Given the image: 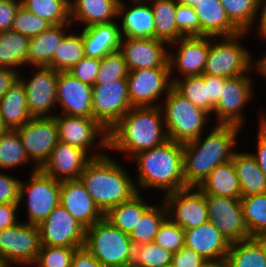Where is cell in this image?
I'll use <instances>...</instances> for the list:
<instances>
[{
    "label": "cell",
    "mask_w": 266,
    "mask_h": 267,
    "mask_svg": "<svg viewBox=\"0 0 266 267\" xmlns=\"http://www.w3.org/2000/svg\"><path fill=\"white\" fill-rule=\"evenodd\" d=\"M173 87L195 106L209 113V83H205V74L173 77Z\"/></svg>",
    "instance_id": "cell-41"
},
{
    "label": "cell",
    "mask_w": 266,
    "mask_h": 267,
    "mask_svg": "<svg viewBox=\"0 0 266 267\" xmlns=\"http://www.w3.org/2000/svg\"><path fill=\"white\" fill-rule=\"evenodd\" d=\"M59 202L85 228L104 218L80 179L61 181Z\"/></svg>",
    "instance_id": "cell-23"
},
{
    "label": "cell",
    "mask_w": 266,
    "mask_h": 267,
    "mask_svg": "<svg viewBox=\"0 0 266 267\" xmlns=\"http://www.w3.org/2000/svg\"><path fill=\"white\" fill-rule=\"evenodd\" d=\"M71 267H105L86 248H77L73 254Z\"/></svg>",
    "instance_id": "cell-55"
},
{
    "label": "cell",
    "mask_w": 266,
    "mask_h": 267,
    "mask_svg": "<svg viewBox=\"0 0 266 267\" xmlns=\"http://www.w3.org/2000/svg\"><path fill=\"white\" fill-rule=\"evenodd\" d=\"M51 26L52 24L49 21L20 6L14 17L11 30L31 38L49 29Z\"/></svg>",
    "instance_id": "cell-46"
},
{
    "label": "cell",
    "mask_w": 266,
    "mask_h": 267,
    "mask_svg": "<svg viewBox=\"0 0 266 267\" xmlns=\"http://www.w3.org/2000/svg\"><path fill=\"white\" fill-rule=\"evenodd\" d=\"M82 37L84 56L97 59L118 51L122 38L117 21L84 27Z\"/></svg>",
    "instance_id": "cell-27"
},
{
    "label": "cell",
    "mask_w": 266,
    "mask_h": 267,
    "mask_svg": "<svg viewBox=\"0 0 266 267\" xmlns=\"http://www.w3.org/2000/svg\"><path fill=\"white\" fill-rule=\"evenodd\" d=\"M242 128L233 125H215L203 134L183 144V173L186 187H198L218 165L228 162L234 154L238 134Z\"/></svg>",
    "instance_id": "cell-1"
},
{
    "label": "cell",
    "mask_w": 266,
    "mask_h": 267,
    "mask_svg": "<svg viewBox=\"0 0 266 267\" xmlns=\"http://www.w3.org/2000/svg\"><path fill=\"white\" fill-rule=\"evenodd\" d=\"M120 0L117 16L122 18L119 24L121 36L130 38H154V14L147 0L132 1V8L127 7L126 2ZM134 3V4H133ZM123 16V17H122Z\"/></svg>",
    "instance_id": "cell-25"
},
{
    "label": "cell",
    "mask_w": 266,
    "mask_h": 267,
    "mask_svg": "<svg viewBox=\"0 0 266 267\" xmlns=\"http://www.w3.org/2000/svg\"><path fill=\"white\" fill-rule=\"evenodd\" d=\"M185 245L205 260L226 261L230 243L222 233L207 221L197 227L184 230Z\"/></svg>",
    "instance_id": "cell-24"
},
{
    "label": "cell",
    "mask_w": 266,
    "mask_h": 267,
    "mask_svg": "<svg viewBox=\"0 0 266 267\" xmlns=\"http://www.w3.org/2000/svg\"><path fill=\"white\" fill-rule=\"evenodd\" d=\"M7 128L3 125L2 119L0 118V135L3 134Z\"/></svg>",
    "instance_id": "cell-65"
},
{
    "label": "cell",
    "mask_w": 266,
    "mask_h": 267,
    "mask_svg": "<svg viewBox=\"0 0 266 267\" xmlns=\"http://www.w3.org/2000/svg\"><path fill=\"white\" fill-rule=\"evenodd\" d=\"M137 192L141 188H158L164 194L186 188L183 173V144L167 139L154 148L137 153Z\"/></svg>",
    "instance_id": "cell-3"
},
{
    "label": "cell",
    "mask_w": 266,
    "mask_h": 267,
    "mask_svg": "<svg viewBox=\"0 0 266 267\" xmlns=\"http://www.w3.org/2000/svg\"><path fill=\"white\" fill-rule=\"evenodd\" d=\"M257 152L251 153L255 161L259 165V168L266 176V135L260 130L257 133Z\"/></svg>",
    "instance_id": "cell-57"
},
{
    "label": "cell",
    "mask_w": 266,
    "mask_h": 267,
    "mask_svg": "<svg viewBox=\"0 0 266 267\" xmlns=\"http://www.w3.org/2000/svg\"><path fill=\"white\" fill-rule=\"evenodd\" d=\"M0 267H10V266L0 257Z\"/></svg>",
    "instance_id": "cell-66"
},
{
    "label": "cell",
    "mask_w": 266,
    "mask_h": 267,
    "mask_svg": "<svg viewBox=\"0 0 266 267\" xmlns=\"http://www.w3.org/2000/svg\"><path fill=\"white\" fill-rule=\"evenodd\" d=\"M141 195L137 192L129 200L110 208L104 218L122 232L130 234L142 215L152 206Z\"/></svg>",
    "instance_id": "cell-33"
},
{
    "label": "cell",
    "mask_w": 266,
    "mask_h": 267,
    "mask_svg": "<svg viewBox=\"0 0 266 267\" xmlns=\"http://www.w3.org/2000/svg\"><path fill=\"white\" fill-rule=\"evenodd\" d=\"M29 160L40 169L57 145L58 127L54 117H32L29 122L15 129Z\"/></svg>",
    "instance_id": "cell-16"
},
{
    "label": "cell",
    "mask_w": 266,
    "mask_h": 267,
    "mask_svg": "<svg viewBox=\"0 0 266 267\" xmlns=\"http://www.w3.org/2000/svg\"><path fill=\"white\" fill-rule=\"evenodd\" d=\"M172 86L169 67L132 70L127 76L128 95L132 107L161 106L156 100L167 94Z\"/></svg>",
    "instance_id": "cell-11"
},
{
    "label": "cell",
    "mask_w": 266,
    "mask_h": 267,
    "mask_svg": "<svg viewBox=\"0 0 266 267\" xmlns=\"http://www.w3.org/2000/svg\"><path fill=\"white\" fill-rule=\"evenodd\" d=\"M163 267H174V266L172 264H170V265L163 266Z\"/></svg>",
    "instance_id": "cell-67"
},
{
    "label": "cell",
    "mask_w": 266,
    "mask_h": 267,
    "mask_svg": "<svg viewBox=\"0 0 266 267\" xmlns=\"http://www.w3.org/2000/svg\"><path fill=\"white\" fill-rule=\"evenodd\" d=\"M258 242L261 244V246L263 247L265 254H266V231L263 233H260L259 235H257L255 237Z\"/></svg>",
    "instance_id": "cell-62"
},
{
    "label": "cell",
    "mask_w": 266,
    "mask_h": 267,
    "mask_svg": "<svg viewBox=\"0 0 266 267\" xmlns=\"http://www.w3.org/2000/svg\"><path fill=\"white\" fill-rule=\"evenodd\" d=\"M84 246L105 267H131L134 245L129 234L105 218L86 228Z\"/></svg>",
    "instance_id": "cell-6"
},
{
    "label": "cell",
    "mask_w": 266,
    "mask_h": 267,
    "mask_svg": "<svg viewBox=\"0 0 266 267\" xmlns=\"http://www.w3.org/2000/svg\"><path fill=\"white\" fill-rule=\"evenodd\" d=\"M56 102L62 114L93 118L92 86L79 81L69 71L58 74Z\"/></svg>",
    "instance_id": "cell-22"
},
{
    "label": "cell",
    "mask_w": 266,
    "mask_h": 267,
    "mask_svg": "<svg viewBox=\"0 0 266 267\" xmlns=\"http://www.w3.org/2000/svg\"><path fill=\"white\" fill-rule=\"evenodd\" d=\"M40 248L38 225L20 221L0 231V257L10 267L33 265Z\"/></svg>",
    "instance_id": "cell-10"
},
{
    "label": "cell",
    "mask_w": 266,
    "mask_h": 267,
    "mask_svg": "<svg viewBox=\"0 0 266 267\" xmlns=\"http://www.w3.org/2000/svg\"><path fill=\"white\" fill-rule=\"evenodd\" d=\"M246 225L252 237L266 231V193L240 198Z\"/></svg>",
    "instance_id": "cell-43"
},
{
    "label": "cell",
    "mask_w": 266,
    "mask_h": 267,
    "mask_svg": "<svg viewBox=\"0 0 266 267\" xmlns=\"http://www.w3.org/2000/svg\"><path fill=\"white\" fill-rule=\"evenodd\" d=\"M79 179L104 214L137 193L134 179L107 153L91 158Z\"/></svg>",
    "instance_id": "cell-4"
},
{
    "label": "cell",
    "mask_w": 266,
    "mask_h": 267,
    "mask_svg": "<svg viewBox=\"0 0 266 267\" xmlns=\"http://www.w3.org/2000/svg\"><path fill=\"white\" fill-rule=\"evenodd\" d=\"M61 181H57L34 166L29 183L21 180L19 206L26 198L29 224L39 225L49 217V214L60 202Z\"/></svg>",
    "instance_id": "cell-8"
},
{
    "label": "cell",
    "mask_w": 266,
    "mask_h": 267,
    "mask_svg": "<svg viewBox=\"0 0 266 267\" xmlns=\"http://www.w3.org/2000/svg\"><path fill=\"white\" fill-rule=\"evenodd\" d=\"M198 267H226L225 261L203 260Z\"/></svg>",
    "instance_id": "cell-61"
},
{
    "label": "cell",
    "mask_w": 266,
    "mask_h": 267,
    "mask_svg": "<svg viewBox=\"0 0 266 267\" xmlns=\"http://www.w3.org/2000/svg\"><path fill=\"white\" fill-rule=\"evenodd\" d=\"M266 113L262 116L261 115V121H260V123H259V129L258 130H260L264 135H266Z\"/></svg>",
    "instance_id": "cell-63"
},
{
    "label": "cell",
    "mask_w": 266,
    "mask_h": 267,
    "mask_svg": "<svg viewBox=\"0 0 266 267\" xmlns=\"http://www.w3.org/2000/svg\"><path fill=\"white\" fill-rule=\"evenodd\" d=\"M198 188L204 194L241 198L239 179L232 159L216 166Z\"/></svg>",
    "instance_id": "cell-31"
},
{
    "label": "cell",
    "mask_w": 266,
    "mask_h": 267,
    "mask_svg": "<svg viewBox=\"0 0 266 267\" xmlns=\"http://www.w3.org/2000/svg\"><path fill=\"white\" fill-rule=\"evenodd\" d=\"M29 162L18 132L7 129L0 135V168H17Z\"/></svg>",
    "instance_id": "cell-40"
},
{
    "label": "cell",
    "mask_w": 266,
    "mask_h": 267,
    "mask_svg": "<svg viewBox=\"0 0 266 267\" xmlns=\"http://www.w3.org/2000/svg\"><path fill=\"white\" fill-rule=\"evenodd\" d=\"M257 13L260 14L259 17H256L255 21H257L258 24V35L261 36L260 39H265L266 40V0H258V8H257ZM260 9V10H259Z\"/></svg>",
    "instance_id": "cell-59"
},
{
    "label": "cell",
    "mask_w": 266,
    "mask_h": 267,
    "mask_svg": "<svg viewBox=\"0 0 266 267\" xmlns=\"http://www.w3.org/2000/svg\"><path fill=\"white\" fill-rule=\"evenodd\" d=\"M41 245L82 247L86 228L60 204L38 225Z\"/></svg>",
    "instance_id": "cell-17"
},
{
    "label": "cell",
    "mask_w": 266,
    "mask_h": 267,
    "mask_svg": "<svg viewBox=\"0 0 266 267\" xmlns=\"http://www.w3.org/2000/svg\"><path fill=\"white\" fill-rule=\"evenodd\" d=\"M178 3L193 7L198 0H176Z\"/></svg>",
    "instance_id": "cell-64"
},
{
    "label": "cell",
    "mask_w": 266,
    "mask_h": 267,
    "mask_svg": "<svg viewBox=\"0 0 266 267\" xmlns=\"http://www.w3.org/2000/svg\"><path fill=\"white\" fill-rule=\"evenodd\" d=\"M167 218V209L164 204L152 205L139 219L129 234L134 246L151 243L159 230L160 225Z\"/></svg>",
    "instance_id": "cell-38"
},
{
    "label": "cell",
    "mask_w": 266,
    "mask_h": 267,
    "mask_svg": "<svg viewBox=\"0 0 266 267\" xmlns=\"http://www.w3.org/2000/svg\"><path fill=\"white\" fill-rule=\"evenodd\" d=\"M167 43L155 38L122 37L119 51L129 71L144 68L169 67Z\"/></svg>",
    "instance_id": "cell-21"
},
{
    "label": "cell",
    "mask_w": 266,
    "mask_h": 267,
    "mask_svg": "<svg viewBox=\"0 0 266 267\" xmlns=\"http://www.w3.org/2000/svg\"><path fill=\"white\" fill-rule=\"evenodd\" d=\"M232 161L242 197L266 193V176L250 152H234Z\"/></svg>",
    "instance_id": "cell-32"
},
{
    "label": "cell",
    "mask_w": 266,
    "mask_h": 267,
    "mask_svg": "<svg viewBox=\"0 0 266 267\" xmlns=\"http://www.w3.org/2000/svg\"><path fill=\"white\" fill-rule=\"evenodd\" d=\"M99 66L100 59L84 56L69 70V73L79 81L93 86Z\"/></svg>",
    "instance_id": "cell-50"
},
{
    "label": "cell",
    "mask_w": 266,
    "mask_h": 267,
    "mask_svg": "<svg viewBox=\"0 0 266 267\" xmlns=\"http://www.w3.org/2000/svg\"><path fill=\"white\" fill-rule=\"evenodd\" d=\"M252 82L248 74L225 79L220 99L213 109V113L217 115V125H233L240 128L245 126L243 111L254 95Z\"/></svg>",
    "instance_id": "cell-14"
},
{
    "label": "cell",
    "mask_w": 266,
    "mask_h": 267,
    "mask_svg": "<svg viewBox=\"0 0 266 267\" xmlns=\"http://www.w3.org/2000/svg\"><path fill=\"white\" fill-rule=\"evenodd\" d=\"M177 30L184 36H200V21L194 8L176 1Z\"/></svg>",
    "instance_id": "cell-49"
},
{
    "label": "cell",
    "mask_w": 266,
    "mask_h": 267,
    "mask_svg": "<svg viewBox=\"0 0 266 267\" xmlns=\"http://www.w3.org/2000/svg\"><path fill=\"white\" fill-rule=\"evenodd\" d=\"M21 6L52 25L71 24L70 5L65 0H20Z\"/></svg>",
    "instance_id": "cell-39"
},
{
    "label": "cell",
    "mask_w": 266,
    "mask_h": 267,
    "mask_svg": "<svg viewBox=\"0 0 266 267\" xmlns=\"http://www.w3.org/2000/svg\"><path fill=\"white\" fill-rule=\"evenodd\" d=\"M262 77L266 78V54L256 59V69Z\"/></svg>",
    "instance_id": "cell-60"
},
{
    "label": "cell",
    "mask_w": 266,
    "mask_h": 267,
    "mask_svg": "<svg viewBox=\"0 0 266 267\" xmlns=\"http://www.w3.org/2000/svg\"><path fill=\"white\" fill-rule=\"evenodd\" d=\"M193 8L200 21V36L228 37L241 33L230 21L220 0H198Z\"/></svg>",
    "instance_id": "cell-26"
},
{
    "label": "cell",
    "mask_w": 266,
    "mask_h": 267,
    "mask_svg": "<svg viewBox=\"0 0 266 267\" xmlns=\"http://www.w3.org/2000/svg\"><path fill=\"white\" fill-rule=\"evenodd\" d=\"M53 117L57 123L59 141L81 148L88 155V150L96 146L99 150L108 149V132L94 118L65 114H55ZM98 138L101 139L99 142L96 141Z\"/></svg>",
    "instance_id": "cell-15"
},
{
    "label": "cell",
    "mask_w": 266,
    "mask_h": 267,
    "mask_svg": "<svg viewBox=\"0 0 266 267\" xmlns=\"http://www.w3.org/2000/svg\"><path fill=\"white\" fill-rule=\"evenodd\" d=\"M119 2L120 0H71L70 22H82L85 27L113 22L118 17Z\"/></svg>",
    "instance_id": "cell-29"
},
{
    "label": "cell",
    "mask_w": 266,
    "mask_h": 267,
    "mask_svg": "<svg viewBox=\"0 0 266 267\" xmlns=\"http://www.w3.org/2000/svg\"><path fill=\"white\" fill-rule=\"evenodd\" d=\"M65 1L70 5V1H71V0H65Z\"/></svg>",
    "instance_id": "cell-68"
},
{
    "label": "cell",
    "mask_w": 266,
    "mask_h": 267,
    "mask_svg": "<svg viewBox=\"0 0 266 267\" xmlns=\"http://www.w3.org/2000/svg\"><path fill=\"white\" fill-rule=\"evenodd\" d=\"M203 260L204 258L194 250L184 246L178 252L173 253L171 264L174 267H198Z\"/></svg>",
    "instance_id": "cell-53"
},
{
    "label": "cell",
    "mask_w": 266,
    "mask_h": 267,
    "mask_svg": "<svg viewBox=\"0 0 266 267\" xmlns=\"http://www.w3.org/2000/svg\"><path fill=\"white\" fill-rule=\"evenodd\" d=\"M162 198L167 217L184 230L208 221L206 197L198 187H186L167 195L163 194Z\"/></svg>",
    "instance_id": "cell-13"
},
{
    "label": "cell",
    "mask_w": 266,
    "mask_h": 267,
    "mask_svg": "<svg viewBox=\"0 0 266 267\" xmlns=\"http://www.w3.org/2000/svg\"><path fill=\"white\" fill-rule=\"evenodd\" d=\"M129 70L121 52L115 51L100 59L98 74L95 84H102V81H114L127 78Z\"/></svg>",
    "instance_id": "cell-47"
},
{
    "label": "cell",
    "mask_w": 266,
    "mask_h": 267,
    "mask_svg": "<svg viewBox=\"0 0 266 267\" xmlns=\"http://www.w3.org/2000/svg\"><path fill=\"white\" fill-rule=\"evenodd\" d=\"M153 242L171 253H176L185 245L184 229L167 217L160 225Z\"/></svg>",
    "instance_id": "cell-48"
},
{
    "label": "cell",
    "mask_w": 266,
    "mask_h": 267,
    "mask_svg": "<svg viewBox=\"0 0 266 267\" xmlns=\"http://www.w3.org/2000/svg\"><path fill=\"white\" fill-rule=\"evenodd\" d=\"M131 108L127 78L102 81V84L92 86V115L107 132Z\"/></svg>",
    "instance_id": "cell-9"
},
{
    "label": "cell",
    "mask_w": 266,
    "mask_h": 267,
    "mask_svg": "<svg viewBox=\"0 0 266 267\" xmlns=\"http://www.w3.org/2000/svg\"><path fill=\"white\" fill-rule=\"evenodd\" d=\"M21 180L0 173V204L19 203Z\"/></svg>",
    "instance_id": "cell-51"
},
{
    "label": "cell",
    "mask_w": 266,
    "mask_h": 267,
    "mask_svg": "<svg viewBox=\"0 0 266 267\" xmlns=\"http://www.w3.org/2000/svg\"><path fill=\"white\" fill-rule=\"evenodd\" d=\"M246 34L248 33L241 32L228 37L209 36V54L203 74L230 78L247 74L252 71L251 69H255L256 62H253L255 59L253 60L251 52L239 41ZM219 38L220 42L217 41Z\"/></svg>",
    "instance_id": "cell-7"
},
{
    "label": "cell",
    "mask_w": 266,
    "mask_h": 267,
    "mask_svg": "<svg viewBox=\"0 0 266 267\" xmlns=\"http://www.w3.org/2000/svg\"><path fill=\"white\" fill-rule=\"evenodd\" d=\"M165 98V104L161 103L160 108L167 138L181 144L199 138L210 121V114L191 103L173 86Z\"/></svg>",
    "instance_id": "cell-5"
},
{
    "label": "cell",
    "mask_w": 266,
    "mask_h": 267,
    "mask_svg": "<svg viewBox=\"0 0 266 267\" xmlns=\"http://www.w3.org/2000/svg\"><path fill=\"white\" fill-rule=\"evenodd\" d=\"M37 68L38 71L28 81L18 74V78L24 84L29 114L32 117H53L55 114H52L51 111L57 105L56 95L59 71L51 67Z\"/></svg>",
    "instance_id": "cell-18"
},
{
    "label": "cell",
    "mask_w": 266,
    "mask_h": 267,
    "mask_svg": "<svg viewBox=\"0 0 266 267\" xmlns=\"http://www.w3.org/2000/svg\"><path fill=\"white\" fill-rule=\"evenodd\" d=\"M173 45L176 48L174 52H176L172 53L173 55L169 53L168 60L172 83V73L176 69V72L180 73V77L176 76V78L202 75L209 54V36L182 37L169 47L173 48Z\"/></svg>",
    "instance_id": "cell-19"
},
{
    "label": "cell",
    "mask_w": 266,
    "mask_h": 267,
    "mask_svg": "<svg viewBox=\"0 0 266 267\" xmlns=\"http://www.w3.org/2000/svg\"><path fill=\"white\" fill-rule=\"evenodd\" d=\"M20 6V0H0V32L11 30L14 17Z\"/></svg>",
    "instance_id": "cell-52"
},
{
    "label": "cell",
    "mask_w": 266,
    "mask_h": 267,
    "mask_svg": "<svg viewBox=\"0 0 266 267\" xmlns=\"http://www.w3.org/2000/svg\"><path fill=\"white\" fill-rule=\"evenodd\" d=\"M0 118L9 130L23 126L32 118L27 107L24 84L19 78L0 99Z\"/></svg>",
    "instance_id": "cell-30"
},
{
    "label": "cell",
    "mask_w": 266,
    "mask_h": 267,
    "mask_svg": "<svg viewBox=\"0 0 266 267\" xmlns=\"http://www.w3.org/2000/svg\"><path fill=\"white\" fill-rule=\"evenodd\" d=\"M71 24L52 25L49 29L30 38L26 65L33 67H51L54 50L67 35Z\"/></svg>",
    "instance_id": "cell-28"
},
{
    "label": "cell",
    "mask_w": 266,
    "mask_h": 267,
    "mask_svg": "<svg viewBox=\"0 0 266 267\" xmlns=\"http://www.w3.org/2000/svg\"><path fill=\"white\" fill-rule=\"evenodd\" d=\"M226 77L205 74V83H209V114H213L214 106L220 99Z\"/></svg>",
    "instance_id": "cell-54"
},
{
    "label": "cell",
    "mask_w": 266,
    "mask_h": 267,
    "mask_svg": "<svg viewBox=\"0 0 266 267\" xmlns=\"http://www.w3.org/2000/svg\"><path fill=\"white\" fill-rule=\"evenodd\" d=\"M208 221L222 233L229 243L252 238L245 222L240 198L205 194Z\"/></svg>",
    "instance_id": "cell-12"
},
{
    "label": "cell",
    "mask_w": 266,
    "mask_h": 267,
    "mask_svg": "<svg viewBox=\"0 0 266 267\" xmlns=\"http://www.w3.org/2000/svg\"><path fill=\"white\" fill-rule=\"evenodd\" d=\"M226 267H266V254L255 237L230 243Z\"/></svg>",
    "instance_id": "cell-36"
},
{
    "label": "cell",
    "mask_w": 266,
    "mask_h": 267,
    "mask_svg": "<svg viewBox=\"0 0 266 267\" xmlns=\"http://www.w3.org/2000/svg\"><path fill=\"white\" fill-rule=\"evenodd\" d=\"M80 247H60L41 245L33 265L37 267H71L75 250Z\"/></svg>",
    "instance_id": "cell-45"
},
{
    "label": "cell",
    "mask_w": 266,
    "mask_h": 267,
    "mask_svg": "<svg viewBox=\"0 0 266 267\" xmlns=\"http://www.w3.org/2000/svg\"><path fill=\"white\" fill-rule=\"evenodd\" d=\"M167 139L160 106L132 107L109 130L108 149L126 153L131 159Z\"/></svg>",
    "instance_id": "cell-2"
},
{
    "label": "cell",
    "mask_w": 266,
    "mask_h": 267,
    "mask_svg": "<svg viewBox=\"0 0 266 267\" xmlns=\"http://www.w3.org/2000/svg\"><path fill=\"white\" fill-rule=\"evenodd\" d=\"M18 72L6 67H0V99L18 78Z\"/></svg>",
    "instance_id": "cell-58"
},
{
    "label": "cell",
    "mask_w": 266,
    "mask_h": 267,
    "mask_svg": "<svg viewBox=\"0 0 266 267\" xmlns=\"http://www.w3.org/2000/svg\"><path fill=\"white\" fill-rule=\"evenodd\" d=\"M230 21L241 31L249 32L257 19L258 0H220ZM255 23V24H254Z\"/></svg>",
    "instance_id": "cell-42"
},
{
    "label": "cell",
    "mask_w": 266,
    "mask_h": 267,
    "mask_svg": "<svg viewBox=\"0 0 266 267\" xmlns=\"http://www.w3.org/2000/svg\"><path fill=\"white\" fill-rule=\"evenodd\" d=\"M19 203L0 204V231L18 223Z\"/></svg>",
    "instance_id": "cell-56"
},
{
    "label": "cell",
    "mask_w": 266,
    "mask_h": 267,
    "mask_svg": "<svg viewBox=\"0 0 266 267\" xmlns=\"http://www.w3.org/2000/svg\"><path fill=\"white\" fill-rule=\"evenodd\" d=\"M80 34L68 33L54 50L52 69L59 72L69 71L84 57L82 31Z\"/></svg>",
    "instance_id": "cell-37"
},
{
    "label": "cell",
    "mask_w": 266,
    "mask_h": 267,
    "mask_svg": "<svg viewBox=\"0 0 266 267\" xmlns=\"http://www.w3.org/2000/svg\"><path fill=\"white\" fill-rule=\"evenodd\" d=\"M170 251L154 242L140 244L133 247L131 267H163L171 264Z\"/></svg>",
    "instance_id": "cell-44"
},
{
    "label": "cell",
    "mask_w": 266,
    "mask_h": 267,
    "mask_svg": "<svg viewBox=\"0 0 266 267\" xmlns=\"http://www.w3.org/2000/svg\"><path fill=\"white\" fill-rule=\"evenodd\" d=\"M154 14V38L168 45L184 37L176 26V0H147Z\"/></svg>",
    "instance_id": "cell-34"
},
{
    "label": "cell",
    "mask_w": 266,
    "mask_h": 267,
    "mask_svg": "<svg viewBox=\"0 0 266 267\" xmlns=\"http://www.w3.org/2000/svg\"><path fill=\"white\" fill-rule=\"evenodd\" d=\"M29 41V37L13 30L0 32V67L16 70L19 73V66L26 65Z\"/></svg>",
    "instance_id": "cell-35"
},
{
    "label": "cell",
    "mask_w": 266,
    "mask_h": 267,
    "mask_svg": "<svg viewBox=\"0 0 266 267\" xmlns=\"http://www.w3.org/2000/svg\"><path fill=\"white\" fill-rule=\"evenodd\" d=\"M104 151L88 155L81 148L58 141L40 170L57 181L79 179L89 160L104 155Z\"/></svg>",
    "instance_id": "cell-20"
}]
</instances>
